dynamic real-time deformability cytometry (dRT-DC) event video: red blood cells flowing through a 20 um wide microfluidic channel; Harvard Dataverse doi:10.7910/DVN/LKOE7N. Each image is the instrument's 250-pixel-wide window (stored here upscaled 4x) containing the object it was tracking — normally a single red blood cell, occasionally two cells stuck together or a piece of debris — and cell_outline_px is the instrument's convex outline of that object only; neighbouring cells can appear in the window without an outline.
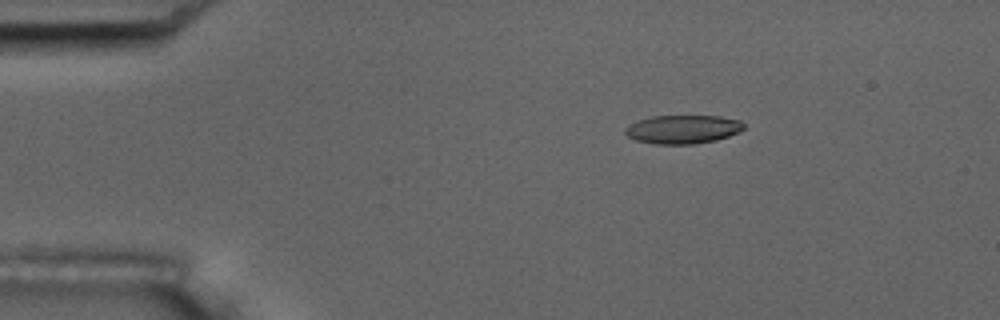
{"species": "common noctule bat (a hibernating species)", "species_latin": "Nyctalus noctula", "temperature_condition": "room temperature", "stored_images_in_passage": 3, "camera_frame_rate_fps": 3000, "um_per_image_px": 0.085, "animal": {"sex": "male", "body_mass_g": 17.5, "forearm_length_mm": 52.3}, "frame": {"image": 1, "passage_image": 1, "time_ms": 0.0, "image_size_px": [1000, 320], "cell_outline_px": [[744, 128], [740, 132], [716, 140], [696, 144], [656, 144], [636, 140], [628, 136], [624, 132], [624, 128], [628, 124], [636, 120], [652, 116], [720, 116], [740, 120], [744, 124]], "centroid_in_image_um": [58.02, 10.99], "position_along_channel_um": 27.0, "area_um2": 19.94}}